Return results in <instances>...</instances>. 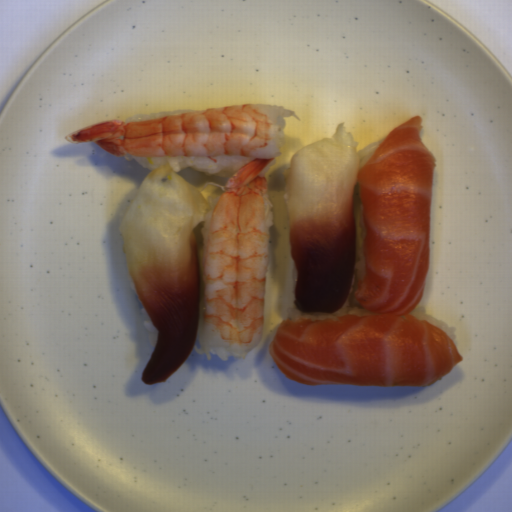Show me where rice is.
<instances>
[{"instance_id":"obj_11","label":"rice","mask_w":512,"mask_h":512,"mask_svg":"<svg viewBox=\"0 0 512 512\" xmlns=\"http://www.w3.org/2000/svg\"><path fill=\"white\" fill-rule=\"evenodd\" d=\"M276 162H277V160H276V157H275L272 161H270V162H269V163H268V164H267V165H266V166H265V167L260 171V176H262V177L264 178V176H265V174H266L267 170H268L270 167H272Z\"/></svg>"},{"instance_id":"obj_2","label":"rice","mask_w":512,"mask_h":512,"mask_svg":"<svg viewBox=\"0 0 512 512\" xmlns=\"http://www.w3.org/2000/svg\"><path fill=\"white\" fill-rule=\"evenodd\" d=\"M126 160H135L142 167L155 169L162 164H168L174 172L192 169L200 173L216 175L225 178L231 176L253 159L250 156H214V157H139L122 155Z\"/></svg>"},{"instance_id":"obj_5","label":"rice","mask_w":512,"mask_h":512,"mask_svg":"<svg viewBox=\"0 0 512 512\" xmlns=\"http://www.w3.org/2000/svg\"><path fill=\"white\" fill-rule=\"evenodd\" d=\"M411 314L413 316H415L417 319L427 322L429 324H432V325L436 326L437 328L446 332L447 335L449 336V338L452 340V342L454 343V345L457 348L458 339H457L455 328L452 327L445 320L428 314L427 311L424 309V307L419 306V305L415 308V310Z\"/></svg>"},{"instance_id":"obj_10","label":"rice","mask_w":512,"mask_h":512,"mask_svg":"<svg viewBox=\"0 0 512 512\" xmlns=\"http://www.w3.org/2000/svg\"><path fill=\"white\" fill-rule=\"evenodd\" d=\"M219 359L222 360L223 362L228 360L229 357H236V358H239V359H243L244 357H246L247 353L245 355H228V354H217Z\"/></svg>"},{"instance_id":"obj_4","label":"rice","mask_w":512,"mask_h":512,"mask_svg":"<svg viewBox=\"0 0 512 512\" xmlns=\"http://www.w3.org/2000/svg\"><path fill=\"white\" fill-rule=\"evenodd\" d=\"M220 196L221 195H211L206 198V202H208V209H207V212H206L203 220L198 225L197 239H198V252H199L200 267H201V263H202V257H203L206 241H207L211 214H212Z\"/></svg>"},{"instance_id":"obj_9","label":"rice","mask_w":512,"mask_h":512,"mask_svg":"<svg viewBox=\"0 0 512 512\" xmlns=\"http://www.w3.org/2000/svg\"><path fill=\"white\" fill-rule=\"evenodd\" d=\"M139 188H137L136 190H134L132 193H130L127 198L124 200V202L122 203L121 205V210H120V216H119V222H120V226L122 224V221H123V218L133 200V198L135 197L137 191H138Z\"/></svg>"},{"instance_id":"obj_8","label":"rice","mask_w":512,"mask_h":512,"mask_svg":"<svg viewBox=\"0 0 512 512\" xmlns=\"http://www.w3.org/2000/svg\"><path fill=\"white\" fill-rule=\"evenodd\" d=\"M382 141L372 143V144H370V145H368V146H366V147H364V148H362L360 150H357L358 151V155H359L360 167L364 166L367 163V161L376 152V150L378 149V147L380 146Z\"/></svg>"},{"instance_id":"obj_3","label":"rice","mask_w":512,"mask_h":512,"mask_svg":"<svg viewBox=\"0 0 512 512\" xmlns=\"http://www.w3.org/2000/svg\"><path fill=\"white\" fill-rule=\"evenodd\" d=\"M272 278H273L272 254H271V247L268 242L266 272H265V286H264L262 334H261L260 344L255 349H259L261 346L264 345L268 331H269L271 294H272Z\"/></svg>"},{"instance_id":"obj_7","label":"rice","mask_w":512,"mask_h":512,"mask_svg":"<svg viewBox=\"0 0 512 512\" xmlns=\"http://www.w3.org/2000/svg\"><path fill=\"white\" fill-rule=\"evenodd\" d=\"M194 111H201V110H175V111H162V112H155V113H143L138 115H133L124 122H136V121H146L162 116H170V115H178L183 113H189Z\"/></svg>"},{"instance_id":"obj_6","label":"rice","mask_w":512,"mask_h":512,"mask_svg":"<svg viewBox=\"0 0 512 512\" xmlns=\"http://www.w3.org/2000/svg\"><path fill=\"white\" fill-rule=\"evenodd\" d=\"M127 268H128V285H129V287H130V289L132 291V294H133L135 300L138 301L139 304H140V309H141V313H142V317H143V322H144L145 330L147 332V335L149 337V340H150L151 344L155 348L159 333H158L154 323L150 319L149 315L147 314V312H146V310H145V308H144V306H143V304L141 302V299H140V297H139V295L137 293V290H136L134 281L132 279V276H131V273H130L128 265H127Z\"/></svg>"},{"instance_id":"obj_1","label":"rice","mask_w":512,"mask_h":512,"mask_svg":"<svg viewBox=\"0 0 512 512\" xmlns=\"http://www.w3.org/2000/svg\"><path fill=\"white\" fill-rule=\"evenodd\" d=\"M353 207L355 219V260L351 289L341 308L333 314H304L296 308L289 313L287 319H331L340 316H371L377 315L365 311L355 298V292L365 277V259L363 254V242L365 237V223L357 184L353 187Z\"/></svg>"}]
</instances>
